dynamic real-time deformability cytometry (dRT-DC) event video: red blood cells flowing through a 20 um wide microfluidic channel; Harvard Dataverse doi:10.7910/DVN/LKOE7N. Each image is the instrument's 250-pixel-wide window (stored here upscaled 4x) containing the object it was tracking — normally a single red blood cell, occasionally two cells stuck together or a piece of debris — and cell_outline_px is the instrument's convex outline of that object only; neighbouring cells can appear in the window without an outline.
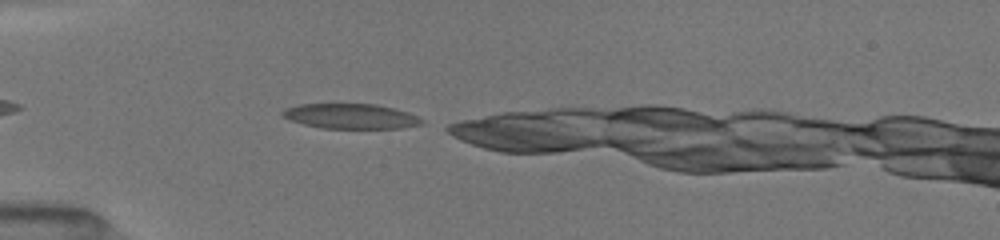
{"species": "common noctule bat (a hibernating species)", "species_latin": "Nyctalus noctula", "temperature_condition": "room temperature", "stored_images_in_passage": 3, "camera_frame_rate_fps": 3000, "um_per_image_px": 0.085, "animal": {"sex": "female", "body_mass_g": 19.5, "forearm_length_mm": 54.1}, "frame": {"image": 1, "passage_image": 1, "time_ms": 0.0, "image_size_px": [1000, 240], "cell_outline_px": [[420, 124], [400, 128], [324, 128], [292, 120], [284, 116], [284, 112], [288, 108], [304, 104], [376, 104], [392, 108], [416, 116], [420, 120]], "centroid_in_image_um": [29.83, 9.87], "position_along_channel_um": 55.2, "area_um2": 19.36}}